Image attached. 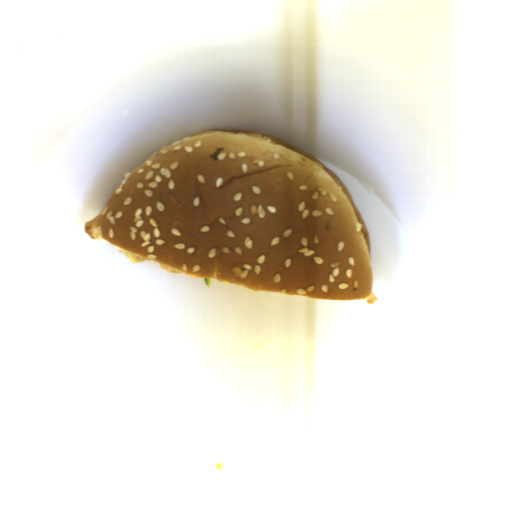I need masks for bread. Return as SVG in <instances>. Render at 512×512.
<instances>
[{
	"mask_svg": "<svg viewBox=\"0 0 512 512\" xmlns=\"http://www.w3.org/2000/svg\"><path fill=\"white\" fill-rule=\"evenodd\" d=\"M251 133L208 130L156 152L85 233L253 292L375 303L371 239L349 190L302 148Z\"/></svg>",
	"mask_w": 512,
	"mask_h": 512,
	"instance_id": "8d2b1439",
	"label": "bread"
}]
</instances>
